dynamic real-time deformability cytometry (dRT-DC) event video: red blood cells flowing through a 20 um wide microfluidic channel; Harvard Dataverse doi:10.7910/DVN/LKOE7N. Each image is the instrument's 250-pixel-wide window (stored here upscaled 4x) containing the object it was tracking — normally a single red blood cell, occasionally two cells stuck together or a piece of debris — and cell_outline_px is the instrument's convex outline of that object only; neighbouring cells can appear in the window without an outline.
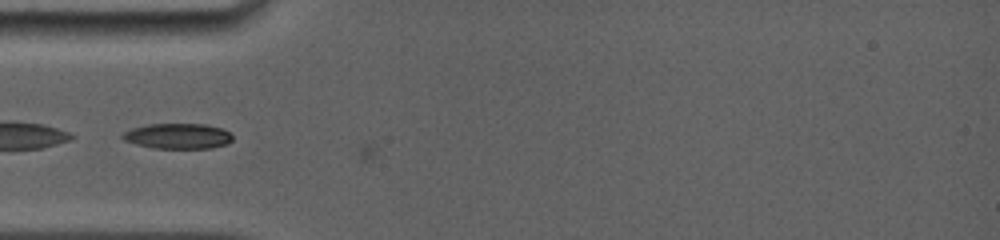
{"species": "common noctule bat (a hibernating species)", "species_latin": "Nyctalus noctula", "temperature_condition": "room temperature", "stored_images_in_passage": 3, "camera_frame_rate_fps": 5000, "um_per_image_px": 0.085, "animal": {"sex": "female", "body_mass_g": 19.0, "forearm_length_mm": 56.7}, "frame": {"image": 1, "passage_image": 2, "time_ms": 0.2, "image_size_px": [1000, 240], "cell_outline_px": [[232, 140], [228, 144], [212, 148], [152, 148], [136, 144], [124, 140], [120, 136], [124, 132], [132, 128], [148, 124], [204, 124], [224, 128], [232, 136]], "centroid_in_image_um": [15.13, 11.57], "position_along_channel_um": 69.9, "area_um2": 16.36}}